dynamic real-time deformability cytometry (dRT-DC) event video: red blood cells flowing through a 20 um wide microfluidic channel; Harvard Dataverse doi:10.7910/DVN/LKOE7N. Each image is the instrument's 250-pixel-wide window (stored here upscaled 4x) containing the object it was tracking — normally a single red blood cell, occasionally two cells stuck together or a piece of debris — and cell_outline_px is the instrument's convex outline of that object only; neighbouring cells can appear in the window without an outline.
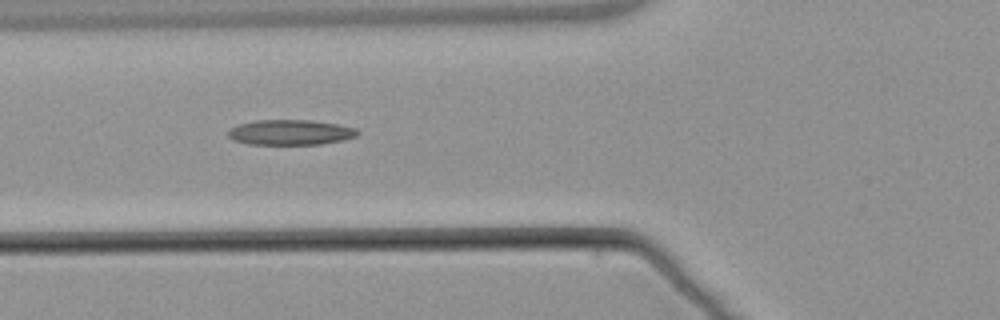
{"species": "common noctule bat (a hibernating species)", "species_latin": "Nyctalus noctula", "temperature_condition": "warm", "stored_images_in_passage": 6, "camera_frame_rate_fps": 3000, "um_per_image_px": 0.085, "animal": {"sex": "male", "body_mass_g": 21.5, "forearm_length_mm": 52.0}, "frame": {"image": 1, "passage_image": 5, "time_ms": 6.0, "image_size_px": [1000, 320], "cell_outline_px": [[360, 132], [356, 136], [344, 140], [320, 144], [248, 144], [232, 140], [228, 136], [228, 128], [240, 124], [256, 120], [308, 120], [336, 124], [356, 128]], "centroid_in_image_um": [24.66, 11.25], "position_along_channel_um": 101.1, "area_um2": 19.02}}
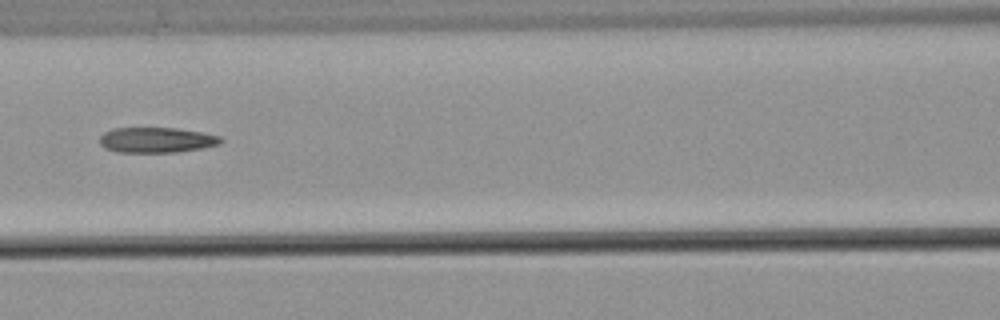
{"frame": {"image": 2, "passage_image": 6, "time_ms": 7.333, "image_size_px": [1000, 320], "cell_outline_px": [[224, 140], [220, 144], [200, 148], [176, 152], [116, 152], [104, 148], [100, 144], [100, 136], [104, 132], [112, 128], [176, 128], [204, 132], [220, 136]], "centroid_in_image_um": [13.3, 11.89], "position_along_channel_um": 153.3, "area_um2": 17.98}}